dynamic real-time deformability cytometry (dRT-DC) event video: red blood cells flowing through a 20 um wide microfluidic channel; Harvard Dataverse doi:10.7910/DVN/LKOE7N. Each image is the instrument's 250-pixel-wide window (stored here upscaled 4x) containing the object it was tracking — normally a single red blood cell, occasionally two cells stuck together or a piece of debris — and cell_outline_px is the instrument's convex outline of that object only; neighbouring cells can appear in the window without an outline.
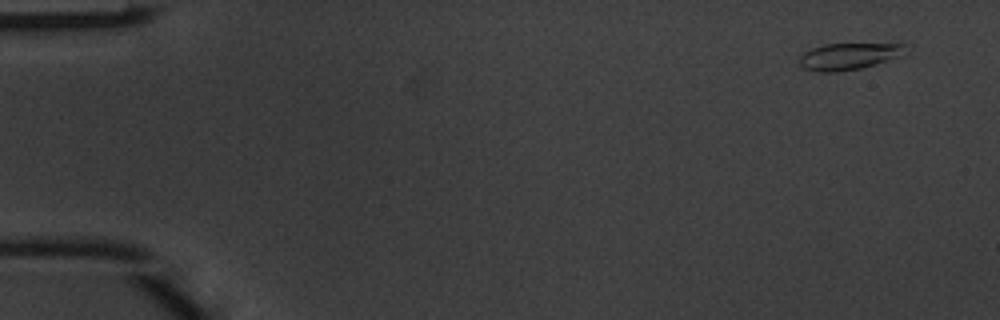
{"species": "common noctule bat (a hibernating species)", "species_latin": "Nyctalus noctula", "temperature_condition": "warm", "stored_images_in_passage": 5, "camera_frame_rate_fps": 3000, "um_per_image_px": 0.085, "animal": {"sex": "male", "body_mass_g": 20.1, "forearm_length_mm": 53.5}, "frame": {"image": 1, "passage_image": 1, "time_ms": 0.0, "image_size_px": [1000, 320], "cell_outline_px": [[904, 44], [896, 56], [860, 68], [836, 72], [816, 72], [804, 68], [800, 64], [800, 56], [804, 52], [812, 48], [824, 44]], "centroid_in_image_um": [71.95, 4.79], "position_along_channel_um": 13.0, "area_um2": 15.66}}